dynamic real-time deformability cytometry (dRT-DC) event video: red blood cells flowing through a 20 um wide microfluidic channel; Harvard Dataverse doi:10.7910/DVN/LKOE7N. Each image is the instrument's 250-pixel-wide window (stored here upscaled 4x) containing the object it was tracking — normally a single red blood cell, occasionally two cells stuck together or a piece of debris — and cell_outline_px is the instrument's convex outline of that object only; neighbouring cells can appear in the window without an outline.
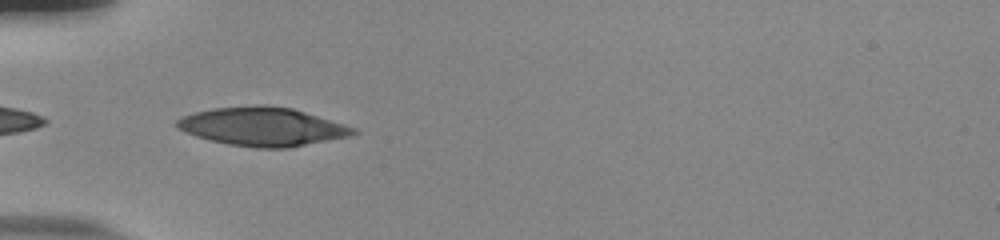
{"species": "human", "species_latin": "Homo sapiens", "temperature_condition": "room temperature", "stored_images_in_passage": 37, "camera_frame_rate_fps": 3000, "um_per_image_px": 0.085, "donor": {"sex": "male"}, "frame": {"image": 1, "passage_image": 1, "time_ms": 0.0, "image_size_px": [1000, 240], "cell_outline_px": [[360, 132], [352, 136], [288, 148], [256, 148], [228, 144], [208, 140], [184, 132], [176, 128], [176, 120], [180, 116], [192, 112], [212, 108], [252, 104], [264, 104], [292, 108], [344, 124], [356, 128]], "centroid_in_image_um": [22.28, 10.75], "position_along_channel_um": 62.7, "area_um2": 40.23}}
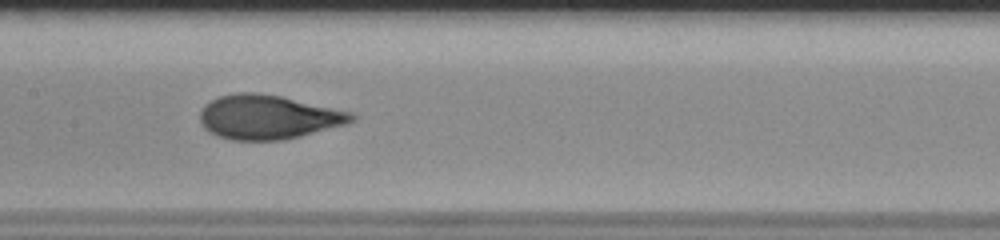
{"frame": {"image": 2, "passage_image": 11, "time_ms": 3.333, "image_size_px": [1000, 240], "cell_outline_px": [[356, 120], [348, 124], [300, 136], [280, 140], [232, 140], [220, 136], [204, 128], [200, 120], [200, 112], [204, 104], [220, 96], [236, 92], [252, 92], [280, 96], [352, 112], [356, 116]], "centroid_in_image_um": [22.81, 9.95], "position_along_channel_um": 184.6, "area_um2": 38.84}}
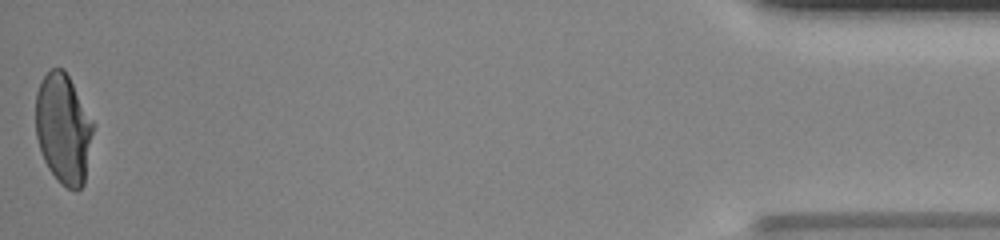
{"frame": {"image": 3, "passage_image": 37, "time_ms": 12.0, "image_size_px": [1000, 240], "cell_outline_px": [[92, 132], [84, 184], [76, 192], [60, 184], [48, 168], [44, 160], [36, 136], [36, 92], [44, 76], [52, 68], [64, 68], [92, 120]], "centroid_in_image_um": [5.36, 10.96], "position_along_channel_um": 429.8, "area_um2": 36.36}, "authors_computed_cell_mechanics": {"area_um2": 38.5526, "velocity_mm_per_s": 3.7943, "shape_relaxation_time_tau1_ms": 8.9227, "shape_relaxation_time_tau2_ms": null, "deformation_change_tau1": 0.2952, "deformation_change_tau2": null}}